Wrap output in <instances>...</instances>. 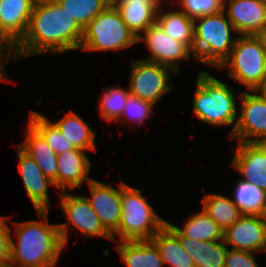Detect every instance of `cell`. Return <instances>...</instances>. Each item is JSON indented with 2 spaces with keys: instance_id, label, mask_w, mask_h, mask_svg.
<instances>
[{
  "instance_id": "obj_23",
  "label": "cell",
  "mask_w": 266,
  "mask_h": 267,
  "mask_svg": "<svg viewBox=\"0 0 266 267\" xmlns=\"http://www.w3.org/2000/svg\"><path fill=\"white\" fill-rule=\"evenodd\" d=\"M74 148L83 151H94L95 135L89 125L74 111L70 110L59 121L53 122Z\"/></svg>"
},
{
  "instance_id": "obj_7",
  "label": "cell",
  "mask_w": 266,
  "mask_h": 267,
  "mask_svg": "<svg viewBox=\"0 0 266 267\" xmlns=\"http://www.w3.org/2000/svg\"><path fill=\"white\" fill-rule=\"evenodd\" d=\"M138 43L120 12L111 3L85 28L80 49L83 51H118Z\"/></svg>"
},
{
  "instance_id": "obj_36",
  "label": "cell",
  "mask_w": 266,
  "mask_h": 267,
  "mask_svg": "<svg viewBox=\"0 0 266 267\" xmlns=\"http://www.w3.org/2000/svg\"><path fill=\"white\" fill-rule=\"evenodd\" d=\"M4 43V45H3ZM4 57L6 59H4ZM11 58V59H9ZM15 60V55H14V47L7 41V39L0 33V69H2L5 73V63H9L8 61Z\"/></svg>"
},
{
  "instance_id": "obj_29",
  "label": "cell",
  "mask_w": 266,
  "mask_h": 267,
  "mask_svg": "<svg viewBox=\"0 0 266 267\" xmlns=\"http://www.w3.org/2000/svg\"><path fill=\"white\" fill-rule=\"evenodd\" d=\"M29 123L58 155L64 151L74 149V146L64 137L58 127L48 117L31 110Z\"/></svg>"
},
{
  "instance_id": "obj_2",
  "label": "cell",
  "mask_w": 266,
  "mask_h": 267,
  "mask_svg": "<svg viewBox=\"0 0 266 267\" xmlns=\"http://www.w3.org/2000/svg\"><path fill=\"white\" fill-rule=\"evenodd\" d=\"M49 211H37L40 221L13 223L17 242L11 238L10 261L18 267L56 265L68 242L69 223L49 224Z\"/></svg>"
},
{
  "instance_id": "obj_15",
  "label": "cell",
  "mask_w": 266,
  "mask_h": 267,
  "mask_svg": "<svg viewBox=\"0 0 266 267\" xmlns=\"http://www.w3.org/2000/svg\"><path fill=\"white\" fill-rule=\"evenodd\" d=\"M19 172L27 195L37 211H49L48 187H55L39 168L38 164L19 146L17 147Z\"/></svg>"
},
{
  "instance_id": "obj_17",
  "label": "cell",
  "mask_w": 266,
  "mask_h": 267,
  "mask_svg": "<svg viewBox=\"0 0 266 267\" xmlns=\"http://www.w3.org/2000/svg\"><path fill=\"white\" fill-rule=\"evenodd\" d=\"M85 151L74 148L58 154L56 188L66 191L73 190L93 178L88 177L91 161Z\"/></svg>"
},
{
  "instance_id": "obj_25",
  "label": "cell",
  "mask_w": 266,
  "mask_h": 267,
  "mask_svg": "<svg viewBox=\"0 0 266 267\" xmlns=\"http://www.w3.org/2000/svg\"><path fill=\"white\" fill-rule=\"evenodd\" d=\"M168 224L181 236L201 241L223 240V230L219 225L203 210L191 215L179 228L168 221Z\"/></svg>"
},
{
  "instance_id": "obj_32",
  "label": "cell",
  "mask_w": 266,
  "mask_h": 267,
  "mask_svg": "<svg viewBox=\"0 0 266 267\" xmlns=\"http://www.w3.org/2000/svg\"><path fill=\"white\" fill-rule=\"evenodd\" d=\"M180 10L194 19L219 13L223 10V0H178Z\"/></svg>"
},
{
  "instance_id": "obj_13",
  "label": "cell",
  "mask_w": 266,
  "mask_h": 267,
  "mask_svg": "<svg viewBox=\"0 0 266 267\" xmlns=\"http://www.w3.org/2000/svg\"><path fill=\"white\" fill-rule=\"evenodd\" d=\"M88 186L91 197H85L101 224L112 235L118 229L121 217V183L116 188L93 179Z\"/></svg>"
},
{
  "instance_id": "obj_18",
  "label": "cell",
  "mask_w": 266,
  "mask_h": 267,
  "mask_svg": "<svg viewBox=\"0 0 266 267\" xmlns=\"http://www.w3.org/2000/svg\"><path fill=\"white\" fill-rule=\"evenodd\" d=\"M232 166L244 177L241 180L266 192V155L255 142H238Z\"/></svg>"
},
{
  "instance_id": "obj_35",
  "label": "cell",
  "mask_w": 266,
  "mask_h": 267,
  "mask_svg": "<svg viewBox=\"0 0 266 267\" xmlns=\"http://www.w3.org/2000/svg\"><path fill=\"white\" fill-rule=\"evenodd\" d=\"M10 217L0 216V262L10 260L11 255V229L7 225Z\"/></svg>"
},
{
  "instance_id": "obj_1",
  "label": "cell",
  "mask_w": 266,
  "mask_h": 267,
  "mask_svg": "<svg viewBox=\"0 0 266 267\" xmlns=\"http://www.w3.org/2000/svg\"><path fill=\"white\" fill-rule=\"evenodd\" d=\"M84 29L55 0H37L23 38L14 46L15 59L80 49Z\"/></svg>"
},
{
  "instance_id": "obj_22",
  "label": "cell",
  "mask_w": 266,
  "mask_h": 267,
  "mask_svg": "<svg viewBox=\"0 0 266 267\" xmlns=\"http://www.w3.org/2000/svg\"><path fill=\"white\" fill-rule=\"evenodd\" d=\"M115 246L127 267H162L164 261L151 241H115Z\"/></svg>"
},
{
  "instance_id": "obj_11",
  "label": "cell",
  "mask_w": 266,
  "mask_h": 267,
  "mask_svg": "<svg viewBox=\"0 0 266 267\" xmlns=\"http://www.w3.org/2000/svg\"><path fill=\"white\" fill-rule=\"evenodd\" d=\"M226 246L249 252H266V221L261 215L243 214L223 232Z\"/></svg>"
},
{
  "instance_id": "obj_21",
  "label": "cell",
  "mask_w": 266,
  "mask_h": 267,
  "mask_svg": "<svg viewBox=\"0 0 266 267\" xmlns=\"http://www.w3.org/2000/svg\"><path fill=\"white\" fill-rule=\"evenodd\" d=\"M27 127L26 141L17 146L34 159L41 171L54 182L56 187L58 155L29 123Z\"/></svg>"
},
{
  "instance_id": "obj_33",
  "label": "cell",
  "mask_w": 266,
  "mask_h": 267,
  "mask_svg": "<svg viewBox=\"0 0 266 267\" xmlns=\"http://www.w3.org/2000/svg\"><path fill=\"white\" fill-rule=\"evenodd\" d=\"M153 106L151 102L129 95L120 119L126 118L140 126L151 115Z\"/></svg>"
},
{
  "instance_id": "obj_19",
  "label": "cell",
  "mask_w": 266,
  "mask_h": 267,
  "mask_svg": "<svg viewBox=\"0 0 266 267\" xmlns=\"http://www.w3.org/2000/svg\"><path fill=\"white\" fill-rule=\"evenodd\" d=\"M126 26L138 38L157 20L160 4L155 0H111ZM140 32V33H139Z\"/></svg>"
},
{
  "instance_id": "obj_20",
  "label": "cell",
  "mask_w": 266,
  "mask_h": 267,
  "mask_svg": "<svg viewBox=\"0 0 266 267\" xmlns=\"http://www.w3.org/2000/svg\"><path fill=\"white\" fill-rule=\"evenodd\" d=\"M179 239L185 251L192 257L195 267H224L227 246L224 240L201 241L181 237L169 224H165Z\"/></svg>"
},
{
  "instance_id": "obj_28",
  "label": "cell",
  "mask_w": 266,
  "mask_h": 267,
  "mask_svg": "<svg viewBox=\"0 0 266 267\" xmlns=\"http://www.w3.org/2000/svg\"><path fill=\"white\" fill-rule=\"evenodd\" d=\"M202 202V210L206 212L223 231L234 224L243 215L231 198L220 194L206 195Z\"/></svg>"
},
{
  "instance_id": "obj_31",
  "label": "cell",
  "mask_w": 266,
  "mask_h": 267,
  "mask_svg": "<svg viewBox=\"0 0 266 267\" xmlns=\"http://www.w3.org/2000/svg\"><path fill=\"white\" fill-rule=\"evenodd\" d=\"M129 95L130 92L128 88L123 89L120 86L116 88L109 87L106 91H104L99 100V113L101 115L102 120H106L110 123L113 120L115 122L117 120H120Z\"/></svg>"
},
{
  "instance_id": "obj_5",
  "label": "cell",
  "mask_w": 266,
  "mask_h": 267,
  "mask_svg": "<svg viewBox=\"0 0 266 267\" xmlns=\"http://www.w3.org/2000/svg\"><path fill=\"white\" fill-rule=\"evenodd\" d=\"M150 206L141 190L121 182V217L113 241H148L166 224Z\"/></svg>"
},
{
  "instance_id": "obj_14",
  "label": "cell",
  "mask_w": 266,
  "mask_h": 267,
  "mask_svg": "<svg viewBox=\"0 0 266 267\" xmlns=\"http://www.w3.org/2000/svg\"><path fill=\"white\" fill-rule=\"evenodd\" d=\"M227 1L223 0V10L238 35H257L266 27L264 0H229L228 4Z\"/></svg>"
},
{
  "instance_id": "obj_3",
  "label": "cell",
  "mask_w": 266,
  "mask_h": 267,
  "mask_svg": "<svg viewBox=\"0 0 266 267\" xmlns=\"http://www.w3.org/2000/svg\"><path fill=\"white\" fill-rule=\"evenodd\" d=\"M193 97L194 114L209 125H232V136L237 124L238 111L236 94L231 86L211 76L206 71H199Z\"/></svg>"
},
{
  "instance_id": "obj_42",
  "label": "cell",
  "mask_w": 266,
  "mask_h": 267,
  "mask_svg": "<svg viewBox=\"0 0 266 267\" xmlns=\"http://www.w3.org/2000/svg\"><path fill=\"white\" fill-rule=\"evenodd\" d=\"M263 217H264V220L266 221V209H265V212L263 214Z\"/></svg>"
},
{
  "instance_id": "obj_37",
  "label": "cell",
  "mask_w": 266,
  "mask_h": 267,
  "mask_svg": "<svg viewBox=\"0 0 266 267\" xmlns=\"http://www.w3.org/2000/svg\"><path fill=\"white\" fill-rule=\"evenodd\" d=\"M257 37L261 40L263 48L266 52V27L257 34Z\"/></svg>"
},
{
  "instance_id": "obj_38",
  "label": "cell",
  "mask_w": 266,
  "mask_h": 267,
  "mask_svg": "<svg viewBox=\"0 0 266 267\" xmlns=\"http://www.w3.org/2000/svg\"><path fill=\"white\" fill-rule=\"evenodd\" d=\"M255 143L260 147V149L266 155V137L258 139Z\"/></svg>"
},
{
  "instance_id": "obj_9",
  "label": "cell",
  "mask_w": 266,
  "mask_h": 267,
  "mask_svg": "<svg viewBox=\"0 0 266 267\" xmlns=\"http://www.w3.org/2000/svg\"><path fill=\"white\" fill-rule=\"evenodd\" d=\"M250 92L240 94L241 111L232 134L239 142H256L266 137V99L258 90Z\"/></svg>"
},
{
  "instance_id": "obj_27",
  "label": "cell",
  "mask_w": 266,
  "mask_h": 267,
  "mask_svg": "<svg viewBox=\"0 0 266 267\" xmlns=\"http://www.w3.org/2000/svg\"><path fill=\"white\" fill-rule=\"evenodd\" d=\"M232 201L242 214L263 216L266 209V192L260 187L239 179L234 186Z\"/></svg>"
},
{
  "instance_id": "obj_10",
  "label": "cell",
  "mask_w": 266,
  "mask_h": 267,
  "mask_svg": "<svg viewBox=\"0 0 266 267\" xmlns=\"http://www.w3.org/2000/svg\"><path fill=\"white\" fill-rule=\"evenodd\" d=\"M143 34L144 36L140 35L137 41L138 43L144 41L152 54L143 60L168 66L178 74L179 62L183 59L189 60L192 50L186 44L172 39L157 23L150 26Z\"/></svg>"
},
{
  "instance_id": "obj_39",
  "label": "cell",
  "mask_w": 266,
  "mask_h": 267,
  "mask_svg": "<svg viewBox=\"0 0 266 267\" xmlns=\"http://www.w3.org/2000/svg\"><path fill=\"white\" fill-rule=\"evenodd\" d=\"M0 267H18L13 264L10 260L6 262H0Z\"/></svg>"
},
{
  "instance_id": "obj_8",
  "label": "cell",
  "mask_w": 266,
  "mask_h": 267,
  "mask_svg": "<svg viewBox=\"0 0 266 267\" xmlns=\"http://www.w3.org/2000/svg\"><path fill=\"white\" fill-rule=\"evenodd\" d=\"M172 68L146 60H132L130 70V95L155 105L162 96L172 90L169 73Z\"/></svg>"
},
{
  "instance_id": "obj_34",
  "label": "cell",
  "mask_w": 266,
  "mask_h": 267,
  "mask_svg": "<svg viewBox=\"0 0 266 267\" xmlns=\"http://www.w3.org/2000/svg\"><path fill=\"white\" fill-rule=\"evenodd\" d=\"M254 255L255 252L230 249L227 247L224 267H259Z\"/></svg>"
},
{
  "instance_id": "obj_30",
  "label": "cell",
  "mask_w": 266,
  "mask_h": 267,
  "mask_svg": "<svg viewBox=\"0 0 266 267\" xmlns=\"http://www.w3.org/2000/svg\"><path fill=\"white\" fill-rule=\"evenodd\" d=\"M84 29L103 12L111 0H55Z\"/></svg>"
},
{
  "instance_id": "obj_41",
  "label": "cell",
  "mask_w": 266,
  "mask_h": 267,
  "mask_svg": "<svg viewBox=\"0 0 266 267\" xmlns=\"http://www.w3.org/2000/svg\"><path fill=\"white\" fill-rule=\"evenodd\" d=\"M3 73H4V71L2 69H0V81H9V82H12V80H10L9 78H7Z\"/></svg>"
},
{
  "instance_id": "obj_43",
  "label": "cell",
  "mask_w": 266,
  "mask_h": 267,
  "mask_svg": "<svg viewBox=\"0 0 266 267\" xmlns=\"http://www.w3.org/2000/svg\"><path fill=\"white\" fill-rule=\"evenodd\" d=\"M155 1L158 2L160 5H161V3H162L160 0H155Z\"/></svg>"
},
{
  "instance_id": "obj_24",
  "label": "cell",
  "mask_w": 266,
  "mask_h": 267,
  "mask_svg": "<svg viewBox=\"0 0 266 267\" xmlns=\"http://www.w3.org/2000/svg\"><path fill=\"white\" fill-rule=\"evenodd\" d=\"M151 241L158 248L165 264L171 267H195L192 257L185 251L180 239L164 225Z\"/></svg>"
},
{
  "instance_id": "obj_26",
  "label": "cell",
  "mask_w": 266,
  "mask_h": 267,
  "mask_svg": "<svg viewBox=\"0 0 266 267\" xmlns=\"http://www.w3.org/2000/svg\"><path fill=\"white\" fill-rule=\"evenodd\" d=\"M159 6L156 23L172 38L186 44L191 50L194 40V21L179 10L162 11ZM161 9V10H160Z\"/></svg>"
},
{
  "instance_id": "obj_40",
  "label": "cell",
  "mask_w": 266,
  "mask_h": 267,
  "mask_svg": "<svg viewBox=\"0 0 266 267\" xmlns=\"http://www.w3.org/2000/svg\"><path fill=\"white\" fill-rule=\"evenodd\" d=\"M258 91L263 95V97L266 99V81L265 83L258 89Z\"/></svg>"
},
{
  "instance_id": "obj_6",
  "label": "cell",
  "mask_w": 266,
  "mask_h": 267,
  "mask_svg": "<svg viewBox=\"0 0 266 267\" xmlns=\"http://www.w3.org/2000/svg\"><path fill=\"white\" fill-rule=\"evenodd\" d=\"M229 67L228 76L249 91L258 90L266 81V52L257 35H240L229 57L218 69Z\"/></svg>"
},
{
  "instance_id": "obj_16",
  "label": "cell",
  "mask_w": 266,
  "mask_h": 267,
  "mask_svg": "<svg viewBox=\"0 0 266 267\" xmlns=\"http://www.w3.org/2000/svg\"><path fill=\"white\" fill-rule=\"evenodd\" d=\"M37 0H0V33L14 47L25 35Z\"/></svg>"
},
{
  "instance_id": "obj_12",
  "label": "cell",
  "mask_w": 266,
  "mask_h": 267,
  "mask_svg": "<svg viewBox=\"0 0 266 267\" xmlns=\"http://www.w3.org/2000/svg\"><path fill=\"white\" fill-rule=\"evenodd\" d=\"M59 196V206L74 229L79 230L84 236L102 237L113 241L112 235L101 224L84 195H71L61 191Z\"/></svg>"
},
{
  "instance_id": "obj_4",
  "label": "cell",
  "mask_w": 266,
  "mask_h": 267,
  "mask_svg": "<svg viewBox=\"0 0 266 267\" xmlns=\"http://www.w3.org/2000/svg\"><path fill=\"white\" fill-rule=\"evenodd\" d=\"M194 21V40L192 53L196 61L211 67L219 68L229 57L236 38L231 33H237L224 10L219 13L200 16ZM197 22V24H196Z\"/></svg>"
}]
</instances>
